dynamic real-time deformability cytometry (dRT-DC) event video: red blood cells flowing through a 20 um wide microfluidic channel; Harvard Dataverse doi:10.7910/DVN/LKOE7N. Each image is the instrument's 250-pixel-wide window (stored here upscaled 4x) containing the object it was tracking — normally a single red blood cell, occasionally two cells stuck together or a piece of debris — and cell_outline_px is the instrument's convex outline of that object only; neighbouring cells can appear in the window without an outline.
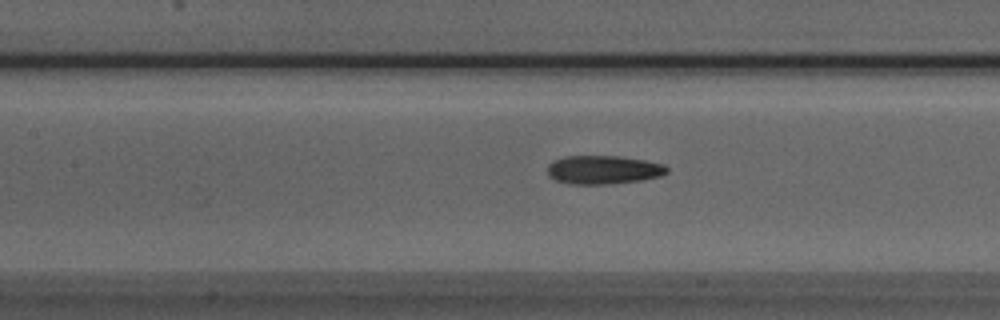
{"species": "Egyptian fruit bat (a non-hibernating species)", "species_latin": "Rousettus aegyptiacus", "temperature_condition": "room temperature", "stored_images_in_passage": 52, "camera_frame_rate_fps": 3000, "um_per_image_px": 0.085, "animal": {"sex": "male"}, "frame": {"image": 1, "passage_image": 23, "time_ms": 7.333, "image_size_px": [1000, 320], "cell_outline_px": [[668, 172], [660, 176], [640, 180], [612, 184], [572, 184], [556, 180], [548, 176], [548, 164], [564, 156], [620, 156], [644, 160], [664, 164], [668, 168]], "centroid_in_image_um": [51.29, 14.43], "position_along_channel_um": 156.1, "area_um2": 19.88}}
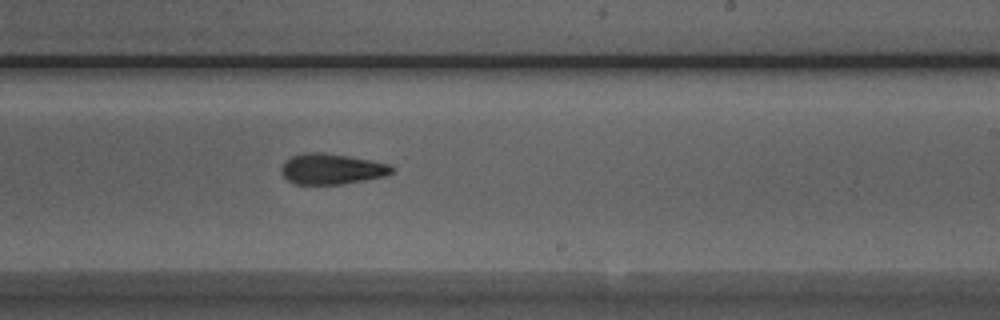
{"frame": {"image": 2, "passage_image": 31, "time_ms": 10.0, "image_size_px": [1000, 320], "cell_outline_px": [[396, 168], [392, 172], [384, 176], [364, 180], [340, 184], [296, 184], [288, 180], [280, 172], [280, 168], [284, 160], [292, 156], [304, 152], [324, 152], [348, 156], [392, 164]], "centroid_in_image_um": [28.18, 14.35], "position_along_channel_um": 260.8, "area_um2": 19.88}}
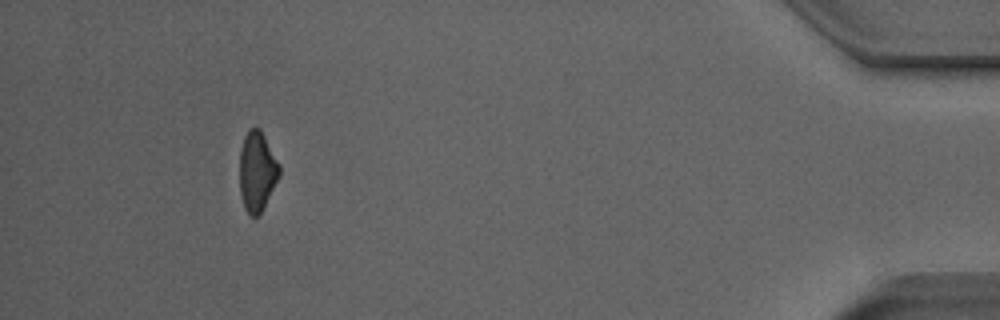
{"frame": {"image": 3, "passage_image": 48, "time_ms": 15.667, "image_size_px": [1000, 320], "cell_outline_px": [[280, 176], [260, 212], [256, 216], [248, 216], [244, 208], [240, 192], [240, 148], [244, 136], [248, 128], [260, 128], [280, 164]], "centroid_in_image_um": [21.84, 14.54], "position_along_channel_um": 413.4, "area_um2": 18.5}, "authors_computed_cell_mechanics": {"area_um2": 19.6231, "velocity_mm_per_s": 3.9361, "shape_relaxation_time_tau1_ms": 4.4452, "shape_relaxation_time_tau2_ms": 3.5135, "deformation_change_tau1": 0.1641, "deformation_change_tau2": 0.1241}}